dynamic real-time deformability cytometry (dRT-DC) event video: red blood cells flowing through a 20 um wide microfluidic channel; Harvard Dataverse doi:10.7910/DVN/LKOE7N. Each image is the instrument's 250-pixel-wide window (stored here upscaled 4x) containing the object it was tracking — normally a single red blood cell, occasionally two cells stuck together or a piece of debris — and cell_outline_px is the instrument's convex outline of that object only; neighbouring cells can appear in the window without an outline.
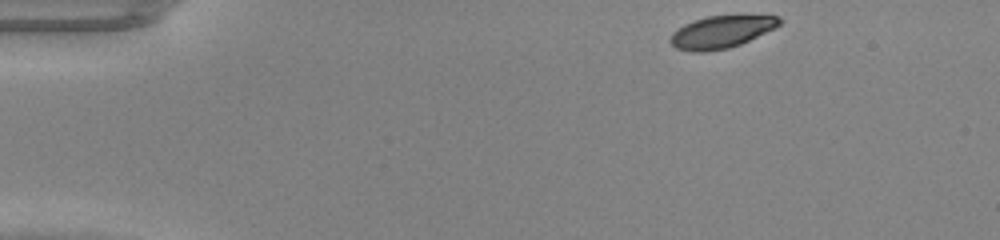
{"species": "common noctule bat (a hibernating species)", "species_latin": "Nyctalus noctula", "temperature_condition": "warm", "stored_images_in_passage": 43, "camera_frame_rate_fps": 3000, "um_per_image_px": 0.085, "animal": {"sex": "male", "body_mass_g": 20.0, "forearm_length_mm": 53.3}, "frame": {"image": 1, "passage_image": 1, "time_ms": 0.0, "image_size_px": [1000, 240], "cell_outline_px": [[784, 20], [780, 24], [740, 44], [728, 48], [704, 52], [692, 52], [676, 48], [668, 40], [672, 32], [684, 24], [708, 16], [780, 16]], "centroid_in_image_um": [61.25, 2.72], "position_along_channel_um": 23.7, "area_um2": 20.17}}
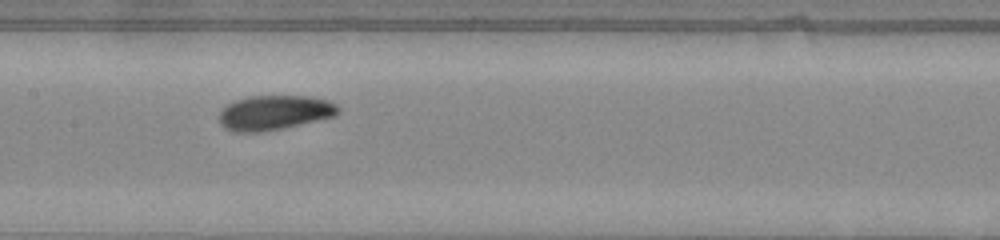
{"frame": {"image": 2, "passage_image": 19, "time_ms": 6.0, "image_size_px": [1000, 240], "cell_outline_px": [[340, 112], [336, 116], [284, 128], [260, 132], [232, 132], [224, 128], [220, 124], [220, 112], [228, 104], [236, 100], [248, 96], [312, 96], [328, 100], [336, 104], [340, 108]], "centroid_in_image_um": [23.36, 9.58], "position_along_channel_um": 184.0, "area_um2": 24.22}}
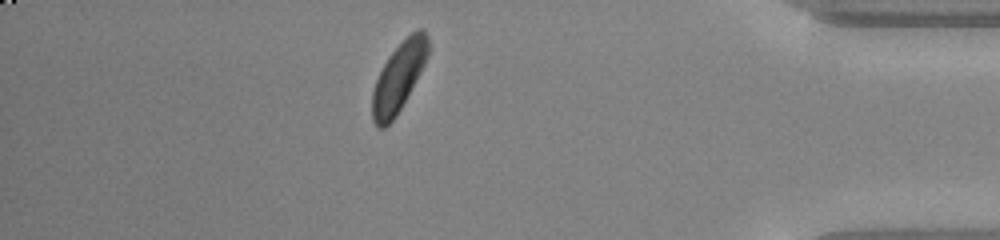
{"frame": {"image": 3, "passage_image": 37, "time_ms": 12.0, "image_size_px": [1000, 240], "cell_outline_px": [[428, 56], [420, 72], [396, 116], [384, 128], [376, 128], [372, 120], [372, 92], [376, 80], [388, 56], [412, 32], [420, 28], [424, 28], [428, 36]], "centroid_in_image_um": [33.87, 6.57], "position_along_channel_um": 401.3, "area_um2": 22.08}}